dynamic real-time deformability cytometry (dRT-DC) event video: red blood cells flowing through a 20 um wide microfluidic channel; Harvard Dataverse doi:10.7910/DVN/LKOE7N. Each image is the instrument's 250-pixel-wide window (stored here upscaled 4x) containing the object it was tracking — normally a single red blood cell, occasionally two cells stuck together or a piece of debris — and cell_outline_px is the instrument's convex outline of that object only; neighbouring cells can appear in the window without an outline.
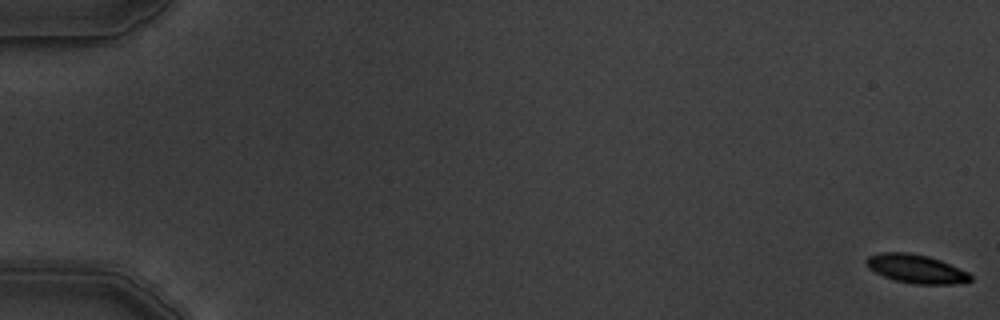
{"species": "common noctule bat (a hibernating species)", "species_latin": "Nyctalus noctula", "temperature_condition": "warm", "stored_images_in_passage": 6, "segment_of_instrument_passage": [1, 2], "camera_frame_rate_fps": 3000, "um_per_image_px": 0.085, "animal": {"sex": "male", "body_mass_g": 19.5, "forearm_length_mm": 54.6}, "frame": {"image": 1, "passage_image": 1, "time_ms": 0.0, "image_size_px": [1000, 320], "cell_outline_px": [[972, 280], [952, 284], [916, 284], [896, 280], [884, 276], [868, 268], [864, 264], [864, 260], [868, 256], [880, 252], [908, 252], [928, 256], [940, 260], [968, 272], [972, 276]], "centroid_in_image_um": [77.83, 22.83], "position_along_channel_um": 7.2, "area_um2": 17.34}}
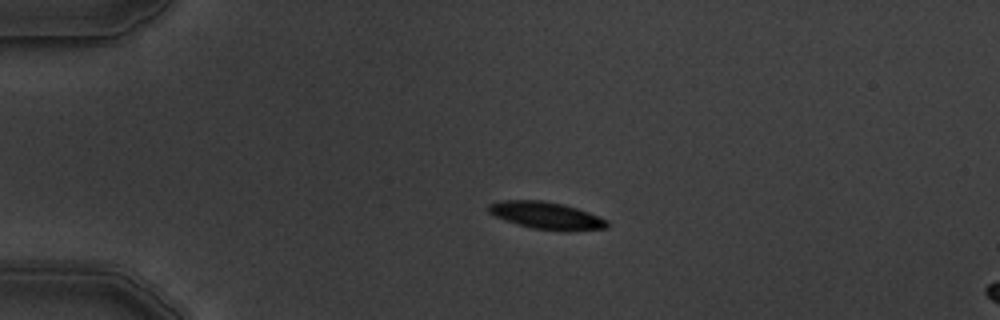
{"frame": {"image": 2, "passage_image": 4, "time_ms": 4.333, "image_size_px": [1000, 320], "cell_outline_px": [[608, 228], [532, 228], [496, 216], [488, 212], [488, 204], [500, 200], [544, 200], [564, 204], [588, 212], [608, 220]], "centroid_in_image_um": [46.37, 18.25], "position_along_channel_um": 38.6, "area_um2": 17.74}}